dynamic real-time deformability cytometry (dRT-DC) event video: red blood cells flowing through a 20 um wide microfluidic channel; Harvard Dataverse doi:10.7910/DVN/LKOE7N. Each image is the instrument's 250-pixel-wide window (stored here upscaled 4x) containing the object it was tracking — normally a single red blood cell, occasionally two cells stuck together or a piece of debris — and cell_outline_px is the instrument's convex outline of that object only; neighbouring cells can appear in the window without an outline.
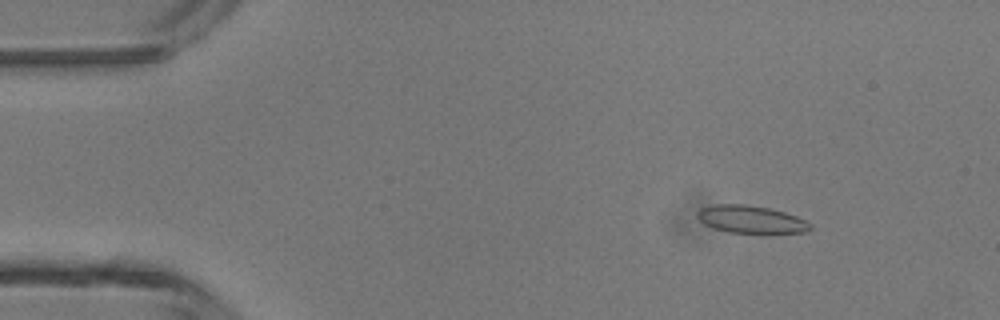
{"species": "common noctule bat (a hibernating species)", "species_latin": "Nyctalus noctula", "temperature_condition": "room temperature", "stored_images_in_passage": 4, "camera_frame_rate_fps": 3000, "um_per_image_px": 0.085, "animal": {"sex": "male", "body_mass_g": 13.3}, "frame": {"image": 1, "passage_image": 2, "time_ms": 1.0, "image_size_px": [1000, 320], "cell_outline_px": [[812, 228], [804, 232], [768, 236], [760, 236], [728, 232], [712, 228], [704, 224], [696, 216], [696, 212], [700, 208], [716, 204], [744, 204], [768, 208], [784, 212], [796, 216], [812, 224]], "centroid_in_image_um": [63.86, 18.71], "position_along_channel_um": 21.1, "area_um2": 19.13}}